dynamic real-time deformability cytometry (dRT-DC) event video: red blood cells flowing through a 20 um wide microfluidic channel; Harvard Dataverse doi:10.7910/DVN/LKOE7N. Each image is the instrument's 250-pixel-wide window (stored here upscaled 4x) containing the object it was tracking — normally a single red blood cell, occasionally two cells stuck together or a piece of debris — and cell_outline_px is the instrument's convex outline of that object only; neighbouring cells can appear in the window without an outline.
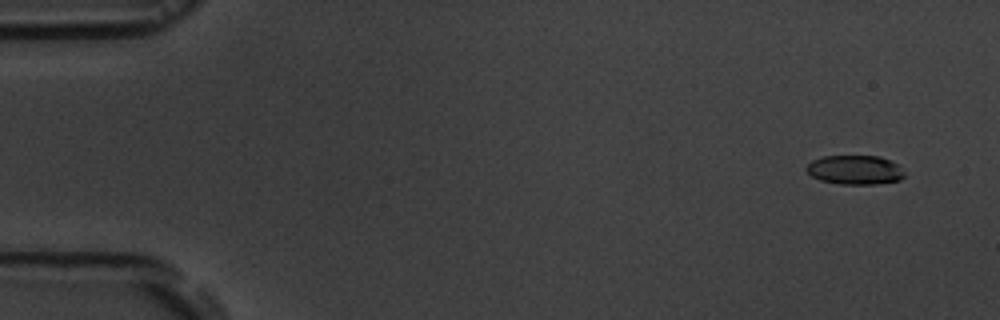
{"species": "common noctule bat (a hibernating species)", "species_latin": "Nyctalus noctula", "temperature_condition": "room temperature", "stored_images_in_passage": 6, "segment_of_instrument_passage": [1, 2], "camera_frame_rate_fps": 3000, "um_per_image_px": 0.085, "animal": {"sex": "male", "body_mass_g": 19.5, "forearm_length_mm": 54.6}, "frame": {"image": 1, "passage_image": 1, "time_ms": 0.0, "image_size_px": [1000, 320], "cell_outline_px": [[904, 176], [900, 180], [876, 184], [840, 184], [820, 180], [812, 176], [804, 168], [812, 160], [824, 156], [880, 156], [896, 164], [904, 172]], "centroid_in_image_um": [72.65, 14.44], "position_along_channel_um": 12.4, "area_um2": 16.59}}